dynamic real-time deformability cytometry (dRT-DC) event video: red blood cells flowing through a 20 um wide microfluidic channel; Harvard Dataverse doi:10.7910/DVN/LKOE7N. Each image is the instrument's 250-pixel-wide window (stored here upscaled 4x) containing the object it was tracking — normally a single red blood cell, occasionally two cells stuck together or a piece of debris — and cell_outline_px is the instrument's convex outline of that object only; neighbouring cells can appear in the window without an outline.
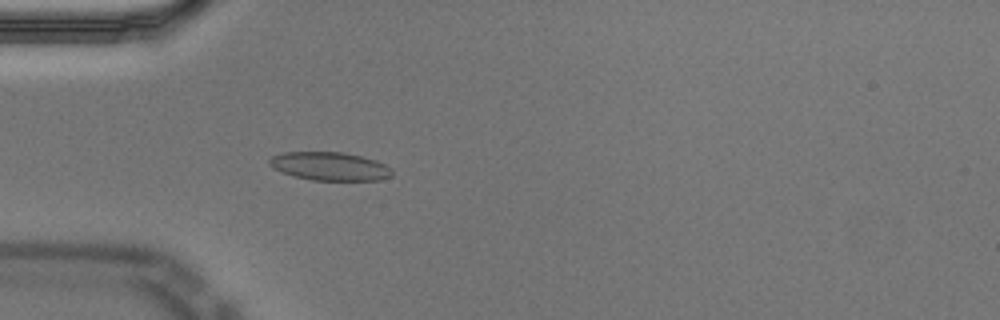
{"species": "Egyptian fruit bat (a non-hibernating species)", "species_latin": "Rousettus aegyptiacus", "temperature_condition": "cold", "stored_images_in_passage": 57, "camera_frame_rate_fps": 3000, "um_per_image_px": 0.085, "animal": {"sex": "male"}, "frame": {"image": 1, "passage_image": 17, "time_ms": 5.333, "image_size_px": [1000, 320], "cell_outline_px": [[392, 176], [380, 180], [312, 180], [296, 176], [272, 168], [268, 164], [268, 160], [272, 156], [284, 152], [344, 152], [376, 160], [392, 168]], "centroid_in_image_um": [28.04, 14.13], "position_along_channel_um": 57.0, "area_um2": 20.23}}
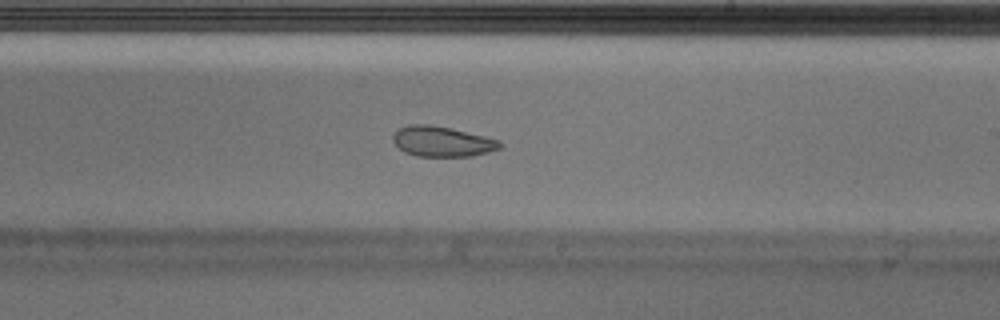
{"frame": {"image": 2, "passage_image": 34, "time_ms": 11.0, "image_size_px": [1000, 320], "cell_outline_px": [[504, 144], [500, 148], [488, 152], [472, 156], [416, 156], [404, 152], [392, 140], [392, 136], [400, 128], [408, 124], [428, 124], [448, 128], [484, 136], [500, 140]], "centroid_in_image_um": [37.59, 12.03], "position_along_channel_um": 251.4, "area_um2": 18.73}}
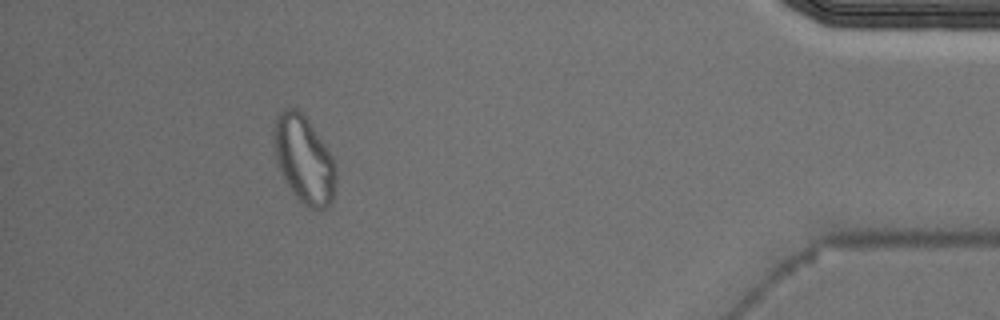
{"frame": {"image": 3, "passage_image": 52, "time_ms": 17.0, "image_size_px": [1000, 320], "cell_outline_px": [[336, 184], [332, 200], [324, 208], [308, 208], [292, 192], [284, 180], [276, 164], [272, 144], [272, 128], [276, 116], [284, 108], [296, 108], [308, 120], [328, 148], [336, 164]], "centroid_in_image_um": [25.8, 13.53], "position_along_channel_um": 409.4, "area_um2": 32.02}, "authors_computed_cell_mechanics": {"area_um2": 19.8832, "velocity_mm_per_s": 3.5052, "shape_relaxation_time_tau1_ms": null, "shape_relaxation_time_tau2_ms": 1.9044, "deformation_change_tau1": null, "deformation_change_tau2": 0.0713}}